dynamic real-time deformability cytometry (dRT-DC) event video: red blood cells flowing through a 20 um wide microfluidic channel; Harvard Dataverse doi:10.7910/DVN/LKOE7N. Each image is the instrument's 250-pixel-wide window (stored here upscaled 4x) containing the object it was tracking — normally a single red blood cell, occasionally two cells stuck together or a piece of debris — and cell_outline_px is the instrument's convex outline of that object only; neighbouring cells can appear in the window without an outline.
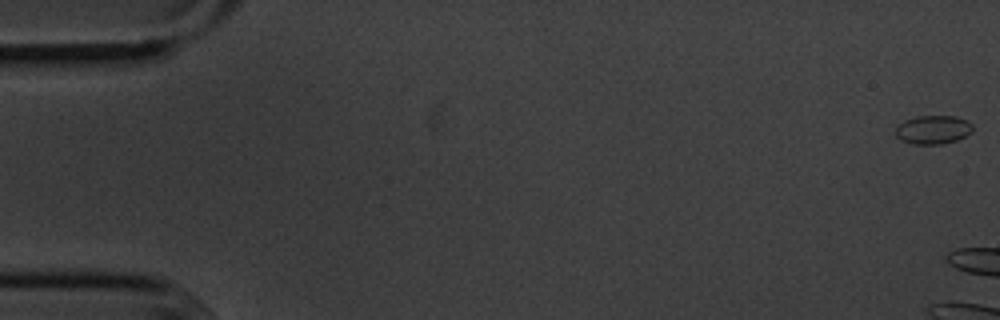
{"species": "common noctule bat (a hibernating species)", "species_latin": "Nyctalus noctula", "temperature_condition": "cold", "stored_images_in_passage": 5, "camera_frame_rate_fps": 3000, "um_per_image_px": 0.085, "animal": {"sex": "male", "body_mass_g": 20.1, "forearm_length_mm": 53.5}, "frame": {"image": 1, "passage_image": 1, "time_ms": 0.0, "image_size_px": [1000, 320], "cell_outline_px": [[972, 132], [956, 140], [940, 144], [912, 144], [900, 140], [896, 136], [896, 128], [904, 120], [916, 116], [956, 116], [968, 120], [972, 124]], "centroid_in_image_um": [79.31, 11.02], "position_along_channel_um": 5.7, "area_um2": 12.89}}